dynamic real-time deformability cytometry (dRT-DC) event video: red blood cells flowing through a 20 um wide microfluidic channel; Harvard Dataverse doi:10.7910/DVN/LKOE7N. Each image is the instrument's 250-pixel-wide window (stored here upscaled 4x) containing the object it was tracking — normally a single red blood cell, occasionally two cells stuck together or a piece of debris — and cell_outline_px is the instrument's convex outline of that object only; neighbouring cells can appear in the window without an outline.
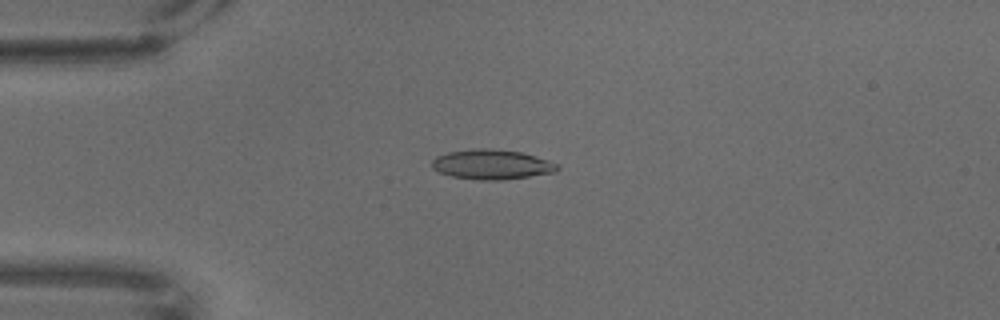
{"species": "common noctule bat (a hibernating species)", "species_latin": "Nyctalus noctula", "temperature_condition": "warm", "stored_images_in_passage": 69, "camera_frame_rate_fps": 3000, "um_per_image_px": 0.085, "animal": {"sex": "male", "body_mass_g": 18.8}, "frame": {"image": 1, "passage_image": 18, "time_ms": 5.667, "image_size_px": [1000, 320], "cell_outline_px": [[560, 168], [556, 172], [504, 180], [480, 180], [452, 176], [440, 172], [432, 168], [432, 160], [436, 156], [448, 152], [472, 148], [492, 148], [520, 152], [536, 156], [560, 164]], "centroid_in_image_um": [41.83, 13.97], "position_along_channel_um": 43.2, "area_um2": 21.96}}
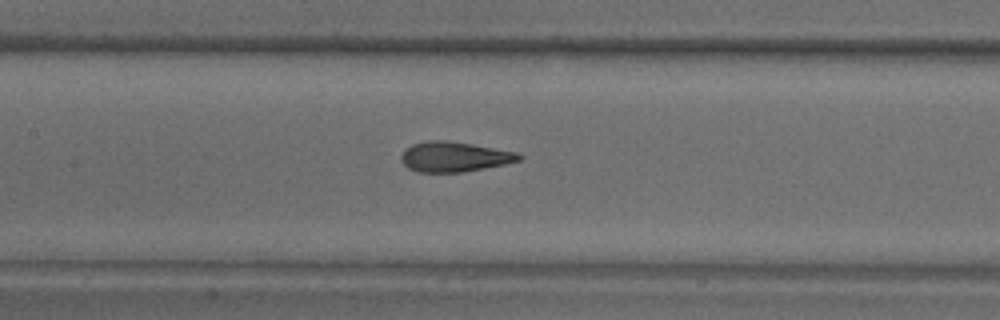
{"frame": {"image": 2, "passage_image": 33, "time_ms": 10.667, "image_size_px": [1000, 320], "cell_outline_px": [[524, 156], [520, 160], [504, 164], [464, 172], [416, 172], [408, 168], [400, 160], [400, 156], [404, 148], [412, 144], [428, 140], [444, 140], [472, 144], [516, 152]], "centroid_in_image_um": [38.57, 13.32], "position_along_channel_um": 168.8, "area_um2": 20.69}}
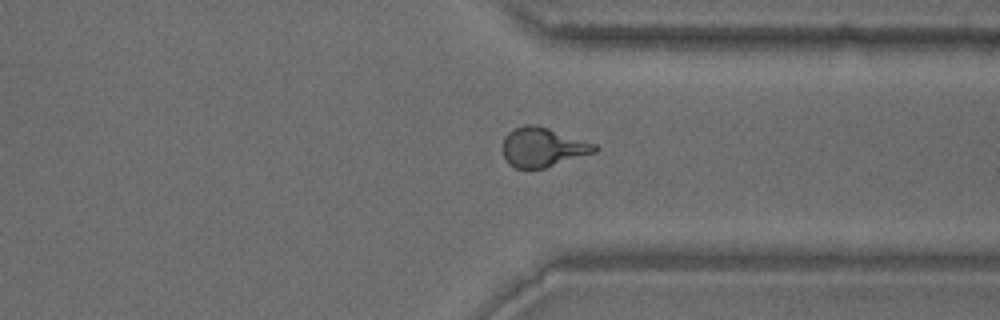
{"frame": {"image": 3, "passage_image": 53, "time_ms": 17.333, "image_size_px": [1000, 320], "cell_outline_px": [[600, 148], [596, 152], [544, 168], [516, 168], [508, 164], [504, 156], [504, 136], [508, 132], [524, 124], [536, 124], [596, 144]], "centroid_in_image_um": [46.15, 12.51], "position_along_channel_um": 365.3, "area_um2": 20.92}}